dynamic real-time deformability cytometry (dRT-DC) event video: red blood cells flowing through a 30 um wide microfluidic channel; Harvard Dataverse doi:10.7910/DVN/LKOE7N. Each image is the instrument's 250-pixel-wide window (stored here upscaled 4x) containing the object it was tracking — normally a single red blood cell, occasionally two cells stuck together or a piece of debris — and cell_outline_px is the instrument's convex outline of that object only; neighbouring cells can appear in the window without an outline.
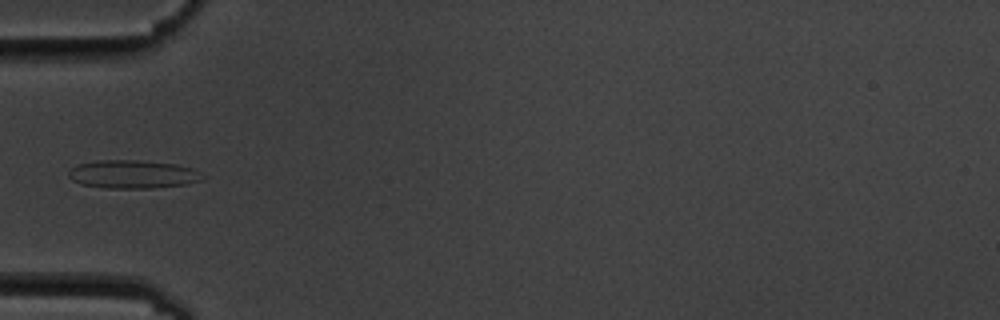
{"species": "common noctule bat (a hibernating species)", "species_latin": "Nyctalus noctula", "temperature_condition": "cold", "stored_images_in_passage": 11, "camera_frame_rate_fps": 3000, "um_per_image_px": 0.085, "animal": {"sex": "male", "body_mass_g": 19.5, "forearm_length_mm": 54.6}, "frame": {"image": 1, "passage_image": 1, "time_ms": 0.0, "image_size_px": [1000, 320], "cell_outline_px": [[204, 180], [188, 184], [152, 188], [104, 188], [80, 184], [72, 180], [68, 176], [68, 172], [76, 164], [96, 160], [136, 160], [176, 164], [192, 168], [204, 176]], "centroid_in_image_um": [11.27, 14.81], "position_along_channel_um": 73.7, "area_um2": 22.25}}
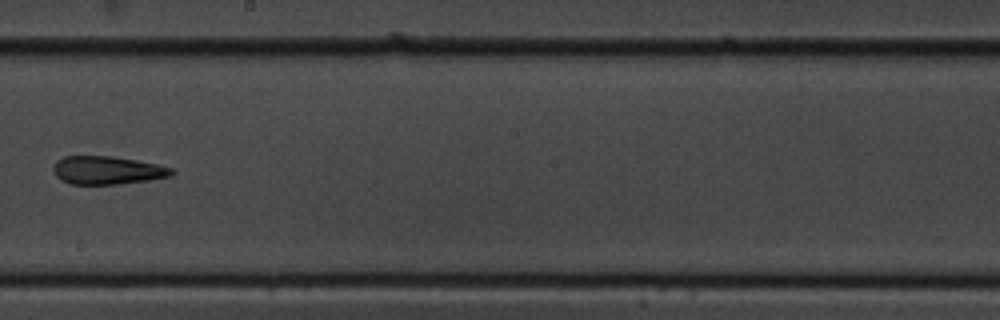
{"frame": {"image": 2, "passage_image": 5, "time_ms": 4.667, "image_size_px": [1000, 320], "cell_outline_px": [[176, 172], [172, 176], [148, 180], [116, 184], [68, 184], [60, 180], [56, 176], [52, 168], [56, 160], [64, 156], [112, 156], [136, 160], [156, 164], [172, 168]], "centroid_in_image_um": [9.09, 14.47], "position_along_channel_um": 239.1, "area_um2": 19.54}}
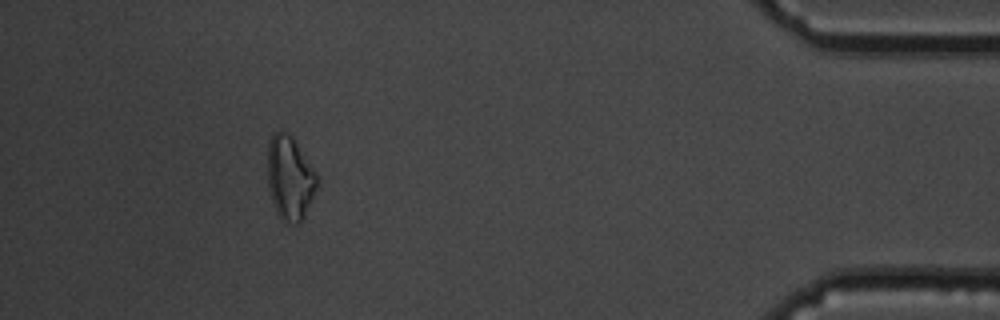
{"frame": {"image": 3, "passage_image": 10, "time_ms": 11.0, "image_size_px": [1000, 320], "cell_outline_px": [[320, 176], [316, 188], [304, 216], [300, 224], [288, 224], [280, 220], [276, 212], [268, 188], [268, 140], [272, 132], [280, 128], [292, 136]], "centroid_in_image_um": [24.63, 15.1], "position_along_channel_um": 410.6, "area_um2": 24.74}}